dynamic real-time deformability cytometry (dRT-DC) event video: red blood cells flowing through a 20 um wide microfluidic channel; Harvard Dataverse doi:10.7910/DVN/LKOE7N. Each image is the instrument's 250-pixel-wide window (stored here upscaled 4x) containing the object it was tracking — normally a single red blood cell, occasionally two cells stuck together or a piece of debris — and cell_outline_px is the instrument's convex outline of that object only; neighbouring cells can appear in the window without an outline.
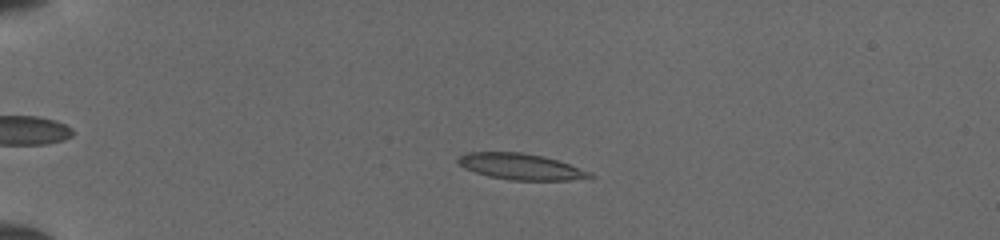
{"species": "common noctule bat (a hibernating species)", "species_latin": "Nyctalus noctula", "temperature_condition": "cold", "stored_images_in_passage": 46, "camera_frame_rate_fps": 3000, "um_per_image_px": 0.085, "animal": {"sex": "female", "body_mass_g": 19.5, "forearm_length_mm": 54.1}, "frame": {"image": 1, "passage_image": 9, "time_ms": 2.667, "image_size_px": [1000, 240], "cell_outline_px": [[596, 176], [568, 180], [508, 180], [488, 176], [464, 168], [456, 160], [460, 156], [468, 152], [520, 152], [544, 156], [592, 172]], "centroid_in_image_um": [44.25, 14.16], "position_along_channel_um": 40.7, "area_um2": 19.88}}
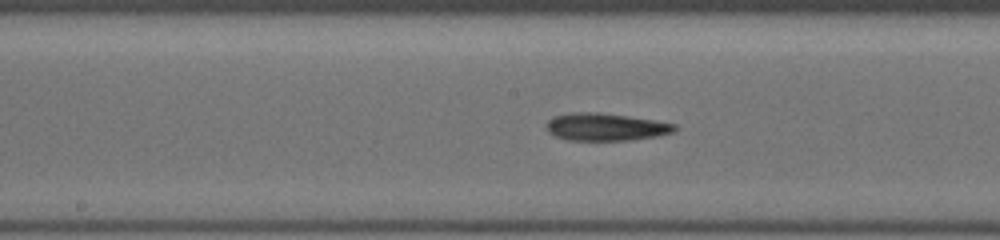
{"frame": {"image": 2, "passage_image": 24, "time_ms": 7.667, "image_size_px": [1000, 240], "cell_outline_px": [[676, 128], [672, 132], [660, 136], [628, 140], [568, 140], [556, 136], [548, 132], [544, 124], [552, 116], [572, 112], [600, 112], [656, 120], [676, 124]], "centroid_in_image_um": [51.45, 10.78], "position_along_channel_um": 196.7, "area_um2": 20.75}}
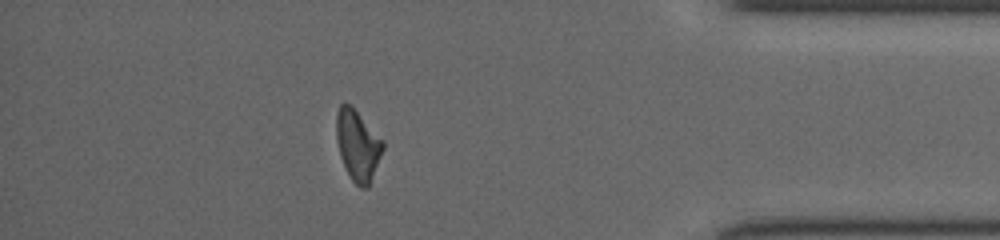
{"frame": {"image": 3, "passage_image": 41, "time_ms": 13.333, "image_size_px": [1000, 240], "cell_outline_px": [[384, 148], [368, 188], [360, 188], [352, 180], [340, 156], [336, 140], [336, 116], [340, 104], [348, 104], [384, 140]], "centroid_in_image_um": [30.41, 12.38], "position_along_channel_um": 404.8, "area_um2": 18.84}}